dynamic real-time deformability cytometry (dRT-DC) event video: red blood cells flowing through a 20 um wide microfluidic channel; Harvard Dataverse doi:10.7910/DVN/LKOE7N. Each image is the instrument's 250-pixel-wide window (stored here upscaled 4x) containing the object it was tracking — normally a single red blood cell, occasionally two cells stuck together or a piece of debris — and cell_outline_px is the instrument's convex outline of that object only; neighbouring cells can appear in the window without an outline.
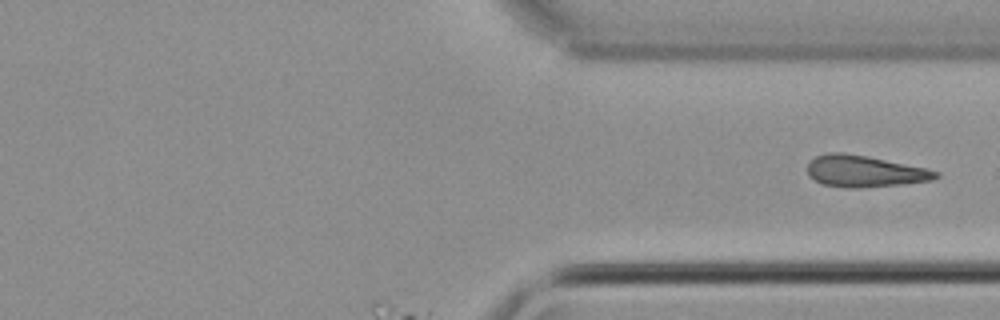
{"species": "common noctule bat (a hibernating species)", "species_latin": "Nyctalus noctula", "temperature_condition": "cold", "stored_images_in_passage": 39, "camera_frame_rate_fps": 3000, "um_per_image_px": 0.085, "animal": {"sex": "male", "body_mass_g": 21.5, "forearm_length_mm": 52.0}, "frame": {"image": 1, "passage_image": 39, "time_ms": 12.667, "image_size_px": [1000, 320], "cell_outline_px": [[940, 176], [932, 180], [900, 184], [856, 188], [848, 188], [820, 184], [812, 180], [808, 176], [808, 164], [816, 156], [824, 152], [844, 152], [868, 156], [924, 168], [940, 172]], "centroid_in_image_um": [73.43, 14.55], "position_along_channel_um": 338.0, "area_um2": 23.64}}